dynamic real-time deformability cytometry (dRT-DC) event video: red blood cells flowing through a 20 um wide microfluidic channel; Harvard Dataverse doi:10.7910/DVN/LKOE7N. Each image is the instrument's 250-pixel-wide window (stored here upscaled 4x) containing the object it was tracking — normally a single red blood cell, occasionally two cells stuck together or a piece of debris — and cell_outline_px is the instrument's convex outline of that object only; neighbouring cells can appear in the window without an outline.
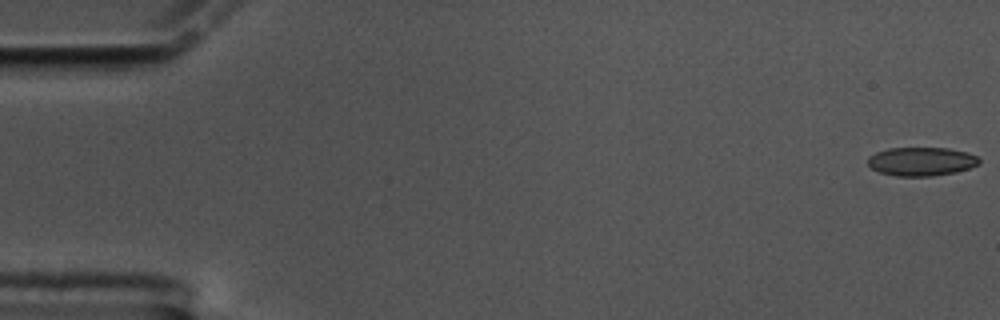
{"species": "common noctule bat (a hibernating species)", "species_latin": "Nyctalus noctula", "temperature_condition": "cold", "stored_images_in_passage": 11, "camera_frame_rate_fps": 3000, "um_per_image_px": 0.085, "animal": {"sex": "male", "body_mass_g": 17.5, "forearm_length_mm": 52.3}, "frame": {"image": 1, "passage_image": 1, "time_ms": 0.0, "image_size_px": [1000, 320], "cell_outline_px": [[980, 164], [956, 172], [932, 176], [896, 176], [880, 172], [872, 168], [868, 164], [868, 156], [876, 152], [888, 148], [948, 148], [968, 152], [976, 156], [980, 160]], "centroid_in_image_um": [78.32, 13.72], "position_along_channel_um": 6.7, "area_um2": 18.61}}